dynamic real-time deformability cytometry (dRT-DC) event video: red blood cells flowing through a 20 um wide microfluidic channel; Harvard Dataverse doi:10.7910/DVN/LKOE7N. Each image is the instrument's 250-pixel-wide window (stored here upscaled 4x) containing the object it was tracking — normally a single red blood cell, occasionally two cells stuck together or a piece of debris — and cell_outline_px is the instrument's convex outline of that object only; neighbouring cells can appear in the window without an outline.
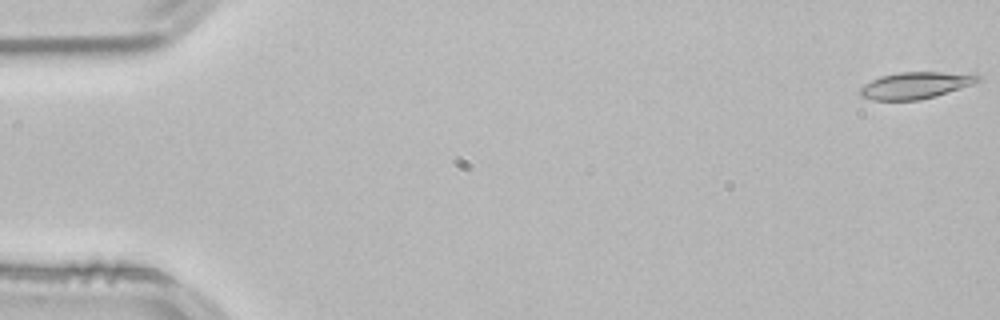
{"species": "common noctule bat (a hibernating species)", "species_latin": "Nyctalus noctula", "temperature_condition": "room temperature", "stored_images_in_passage": 17, "camera_frame_rate_fps": 3000, "um_per_image_px": 0.085, "animal": {"sex": "male", "body_mass_g": 21.5, "forearm_length_mm": 52.0}, "frame": {"image": 1, "passage_image": 1, "time_ms": 0.0, "image_size_px": [1000, 320], "cell_outline_px": [[980, 80], [972, 84], [936, 96], [920, 100], [872, 100], [860, 96], [856, 92], [864, 84], [880, 76], [900, 72], [976, 72], [980, 76]], "centroid_in_image_um": [77.83, 7.24], "position_along_channel_um": 7.2, "area_um2": 18.67}}
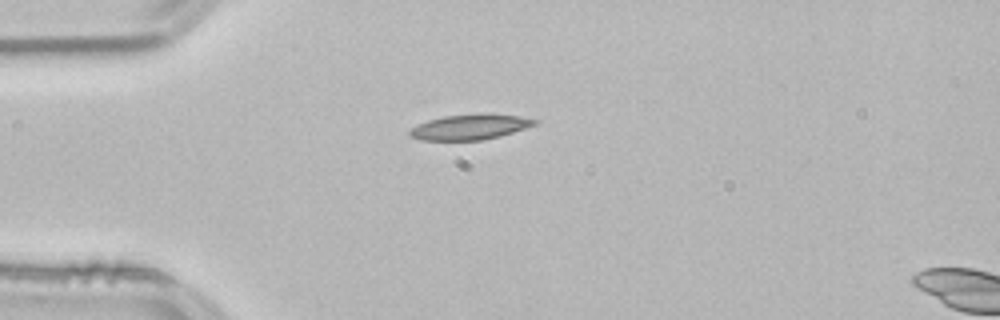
{"frame": {"image": 2, "passage_image": 14, "time_ms": 4.333, "image_size_px": [1000, 320], "cell_outline_px": [[540, 120], [536, 124], [500, 136], [484, 140], [420, 140], [412, 136], [408, 132], [416, 124], [428, 120], [444, 116], [484, 112], [492, 112], [520, 116]], "centroid_in_image_um": [39.98, 10.76], "position_along_channel_um": 45.0, "area_um2": 18.73}}